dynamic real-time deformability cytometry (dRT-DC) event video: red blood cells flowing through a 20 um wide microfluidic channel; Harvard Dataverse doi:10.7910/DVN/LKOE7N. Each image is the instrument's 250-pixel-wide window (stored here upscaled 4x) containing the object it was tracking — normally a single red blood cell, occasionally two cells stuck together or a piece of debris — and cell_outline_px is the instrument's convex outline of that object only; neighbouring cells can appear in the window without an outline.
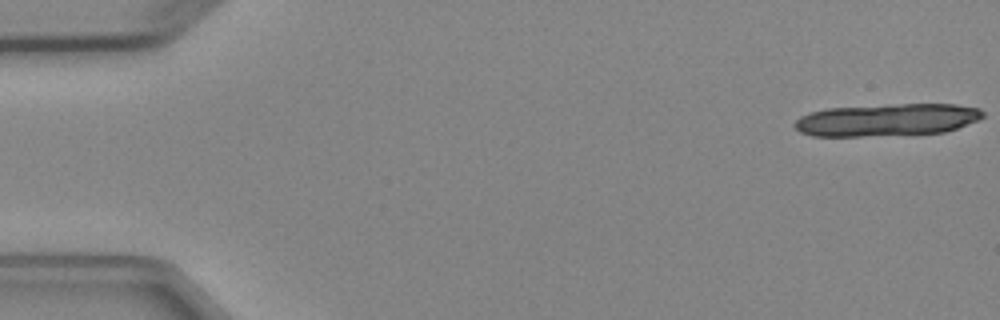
{"species": "Egyptian fruit bat (a non-hibernating species)", "species_latin": "Rousettus aegyptiacus", "temperature_condition": "cold", "stored_images_in_passage": 4, "camera_frame_rate_fps": 3000, "um_per_image_px": 0.085, "animal": {"sex": "female"}, "frame": {"image": 1, "passage_image": 1, "time_ms": 0.0, "image_size_px": [1000, 320], "cell_outline_px": [[984, 116], [976, 120], [956, 128], [944, 132], [860, 136], [812, 136], [800, 132], [792, 124], [800, 116], [808, 112], [828, 108], [888, 104], [956, 104], [980, 108], [984, 112]], "centroid_in_image_um": [75.34, 10.17], "position_along_channel_um": 9.7, "area_um2": 35.49}}